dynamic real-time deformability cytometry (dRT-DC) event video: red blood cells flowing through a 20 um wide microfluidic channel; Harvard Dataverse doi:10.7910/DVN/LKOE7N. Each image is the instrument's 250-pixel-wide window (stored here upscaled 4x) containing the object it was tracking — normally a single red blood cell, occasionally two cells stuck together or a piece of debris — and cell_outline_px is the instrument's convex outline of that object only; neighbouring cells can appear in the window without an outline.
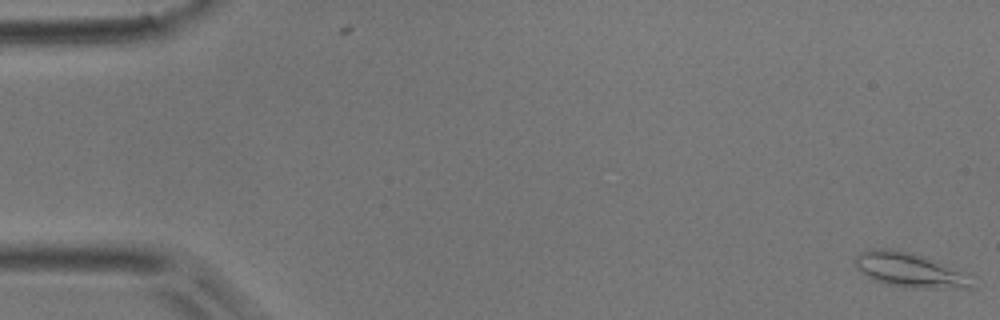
{"species": "common noctule bat (a hibernating species)", "species_latin": "Nyctalus noctula", "temperature_condition": "room temperature", "stored_images_in_passage": 52, "camera_frame_rate_fps": 3000, "um_per_image_px": 0.085, "animal": {"sex": "male", "body_mass_g": 17.9}, "frame": {"image": 1, "passage_image": 1, "time_ms": 0.0, "image_size_px": [1000, 320], "cell_outline_px": [[976, 288], [904, 288], [872, 280], [860, 272], [856, 268], [852, 260], [860, 252], [872, 248], [888, 248], [912, 252], [972, 272]], "centroid_in_image_um": [77.42, 22.95], "position_along_channel_um": 7.6, "area_um2": 24.68}}
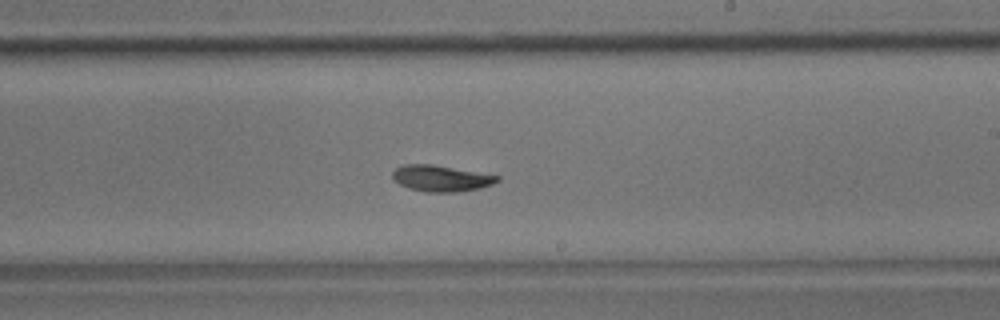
{"frame": {"image": 2, "passage_image": 31, "time_ms": 10.0, "image_size_px": [1000, 320], "cell_outline_px": [[500, 180], [492, 184], [480, 188], [456, 192], [424, 192], [408, 188], [400, 184], [392, 176], [392, 172], [396, 168], [404, 164], [432, 164], [500, 176]], "centroid_in_image_um": [37.48, 15.16], "position_along_channel_um": 251.5, "area_um2": 15.9}}
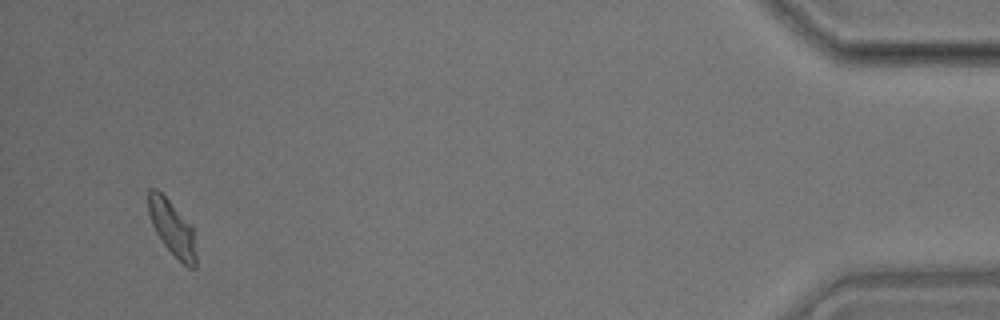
{"frame": {"image": 3, "passage_image": 50, "time_ms": 16.333, "image_size_px": [1000, 320], "cell_outline_px": [[196, 268], [188, 268], [164, 244], [156, 232], [152, 224], [148, 212], [148, 188], [156, 188], [192, 224], [196, 256]], "centroid_in_image_um": [14.64, 19.36], "position_along_channel_um": 420.6, "area_um2": 15.14}, "authors_computed_cell_mechanics": {"area_um2": 15.9239, "velocity_mm_per_s": 3.867, "shape_relaxation_time_tau1_ms": 3.4811, "shape_relaxation_time_tau2_ms": 2.1488, "deformation_change_tau1": 0.1328, "deformation_change_tau2": 0.0748}}